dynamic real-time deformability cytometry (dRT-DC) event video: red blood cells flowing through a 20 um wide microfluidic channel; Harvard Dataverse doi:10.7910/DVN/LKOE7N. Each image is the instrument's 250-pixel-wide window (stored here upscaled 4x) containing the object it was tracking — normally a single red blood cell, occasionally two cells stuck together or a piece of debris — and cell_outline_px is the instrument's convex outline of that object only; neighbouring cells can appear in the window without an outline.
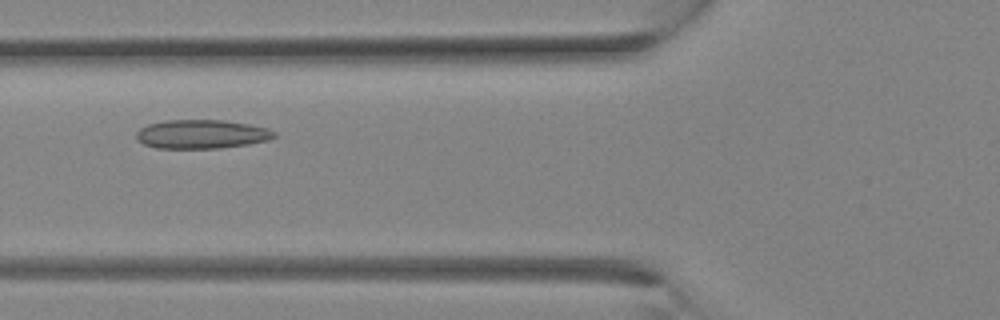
{"species": "Egyptian fruit bat (a non-hibernating species)", "species_latin": "Rousettus aegyptiacus", "temperature_condition": "room temperature", "stored_images_in_passage": 29, "camera_frame_rate_fps": 3000, "um_per_image_px": 0.085, "animal": {"sex": "female"}, "frame": {"image": 1, "passage_image": 9, "time_ms": 2.667, "image_size_px": [1000, 320], "cell_outline_px": [[276, 136], [268, 140], [248, 144], [220, 148], [156, 148], [144, 144], [136, 136], [136, 132], [140, 128], [148, 124], [164, 120], [224, 120], [248, 124], [268, 128], [276, 132]], "centroid_in_image_um": [17.15, 11.4], "position_along_channel_um": 108.7, "area_um2": 23.18}}
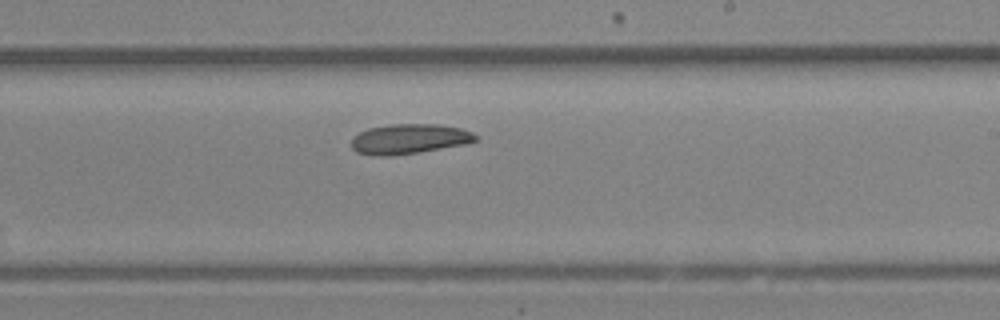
{"frame": {"image": 2, "passage_image": 16, "time_ms": 5.0, "image_size_px": [1000, 320], "cell_outline_px": [[476, 140], [464, 144], [416, 152], [388, 156], [372, 156], [356, 152], [352, 148], [352, 136], [368, 128], [392, 124], [440, 124], [460, 128], [472, 132], [476, 136]], "centroid_in_image_um": [34.72, 11.8], "position_along_channel_um": 254.3, "area_um2": 21.5}}
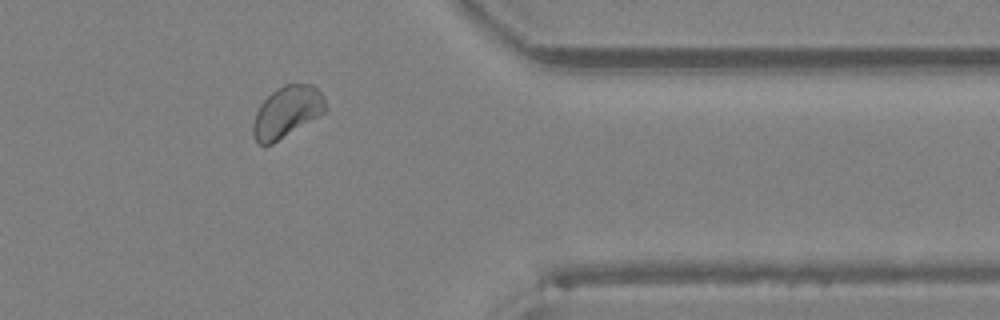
{"frame": {"image": 3, "passage_image": 23, "time_ms": 7.333, "image_size_px": [1000, 320], "cell_outline_px": [[324, 112], [272, 144], [256, 144], [252, 136], [252, 124], [256, 112], [260, 104], [276, 88], [284, 84], [312, 84], [324, 96]], "centroid_in_image_um": [24.32, 9.51], "position_along_channel_um": 387.1, "area_um2": 21.39}}